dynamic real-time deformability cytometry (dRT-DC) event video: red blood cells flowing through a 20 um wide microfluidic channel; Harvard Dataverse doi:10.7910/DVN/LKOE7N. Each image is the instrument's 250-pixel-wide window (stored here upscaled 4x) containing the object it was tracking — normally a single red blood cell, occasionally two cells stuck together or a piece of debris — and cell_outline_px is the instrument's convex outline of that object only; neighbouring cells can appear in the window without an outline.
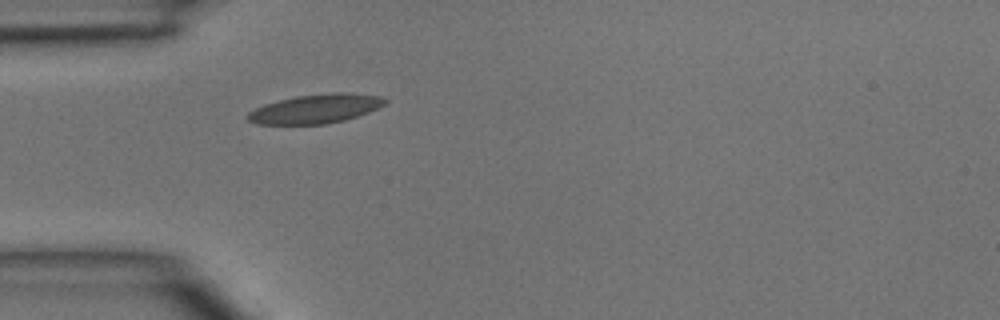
{"species": "common noctule bat (a hibernating species)", "species_latin": "Nyctalus noctula", "temperature_condition": "room temperature", "stored_images_in_passage": 34, "camera_frame_rate_fps": 3000, "um_per_image_px": 0.085, "animal": {"sex": "male", "body_mass_g": 15.6}, "frame": {"image": 1, "passage_image": 1, "time_ms": 0.0, "image_size_px": [1000, 320], "cell_outline_px": [[388, 100], [384, 104], [368, 112], [344, 120], [324, 124], [256, 124], [248, 120], [248, 112], [264, 104], [296, 96], [332, 92], [344, 92], [380, 96]], "centroid_in_image_um": [26.82, 9.24], "position_along_channel_um": 58.2, "area_um2": 23.0}}
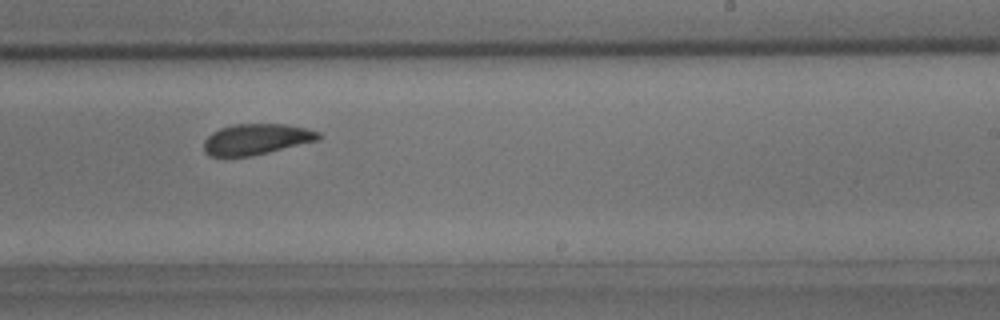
{"frame": {"image": 2, "passage_image": 16, "time_ms": 5.0, "image_size_px": [1000, 320], "cell_outline_px": [[320, 140], [252, 156], [208, 156], [204, 152], [204, 140], [212, 132], [220, 128], [232, 124], [284, 124], [304, 128], [320, 132]], "centroid_in_image_um": [21.77, 11.83], "position_along_channel_um": 267.2, "area_um2": 20.63}}
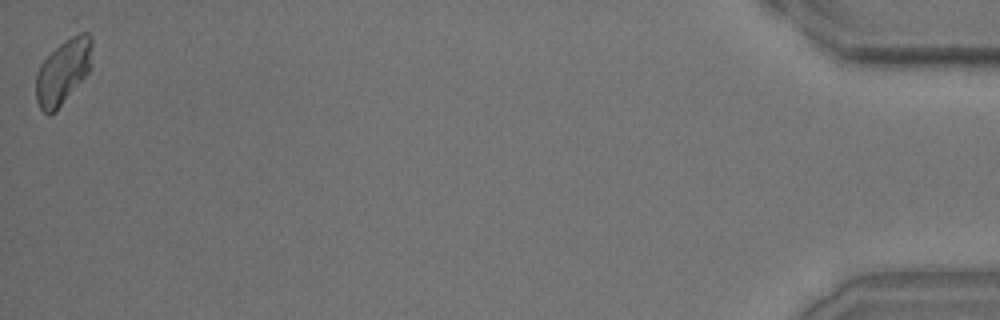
{"frame": {"image": 3, "passage_image": 34, "time_ms": 11.0, "image_size_px": [1000, 320], "cell_outline_px": [[92, 44], [88, 72], [56, 112], [48, 116], [40, 108], [36, 100], [36, 72], [40, 64], [60, 44], [72, 36], [80, 32], [88, 32], [92, 36]], "centroid_in_image_um": [5.34, 6.11], "position_along_channel_um": 429.9, "area_um2": 20.98}}